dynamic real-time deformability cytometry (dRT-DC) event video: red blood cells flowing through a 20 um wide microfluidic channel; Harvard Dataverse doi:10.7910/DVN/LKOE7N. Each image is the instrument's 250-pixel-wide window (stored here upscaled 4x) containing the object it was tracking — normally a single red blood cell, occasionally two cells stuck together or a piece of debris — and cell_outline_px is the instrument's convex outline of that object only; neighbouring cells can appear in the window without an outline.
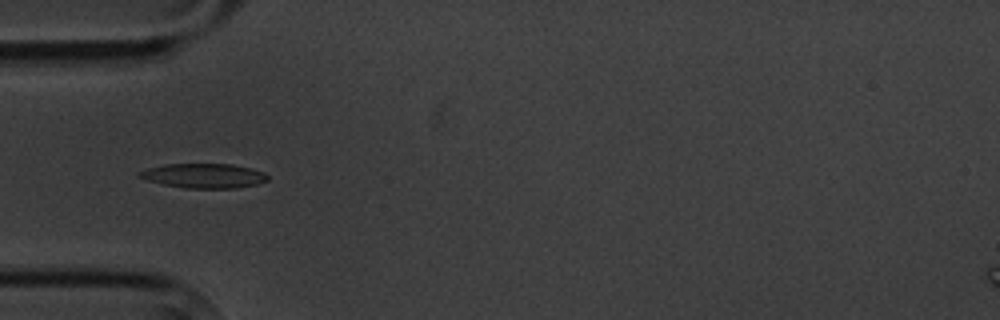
{"species": "common noctule bat (a hibernating species)", "species_latin": "Nyctalus noctula", "temperature_condition": "cold", "stored_images_in_passage": 11, "camera_frame_rate_fps": 3000, "um_per_image_px": 0.085, "animal": {"sex": "male", "body_mass_g": 20.1, "forearm_length_mm": 53.5}, "frame": {"image": 1, "passage_image": 1, "time_ms": 0.0, "image_size_px": [1000, 320], "cell_outline_px": [[268, 180], [256, 184], [236, 188], [184, 188], [164, 184], [148, 180], [136, 176], [136, 172], [148, 168], [164, 164], [232, 164], [264, 172], [268, 176]], "centroid_in_image_um": [17.29, 14.94], "position_along_channel_um": 67.7, "area_um2": 18.26}}
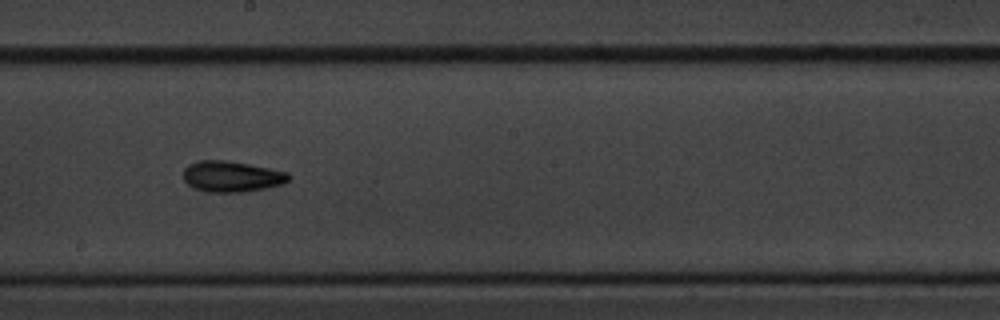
{"frame": {"image": 2, "passage_image": 5, "time_ms": 4.667, "image_size_px": [1000, 320], "cell_outline_px": [[288, 180], [284, 184], [244, 192], [212, 192], [196, 188], [188, 184], [184, 180], [184, 168], [188, 164], [200, 160], [224, 160], [248, 164], [288, 172]], "centroid_in_image_um": [19.68, 14.99], "position_along_channel_um": 228.5, "area_um2": 18.73}}
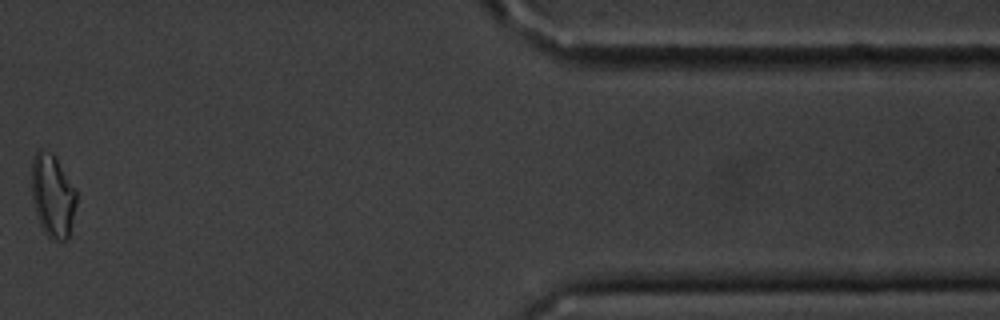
{"frame": {"image": 3, "passage_image": 10, "time_ms": 11.333, "image_size_px": [1000, 320], "cell_outline_px": [[76, 204], [68, 236], [64, 240], [52, 240], [48, 236], [40, 224], [32, 200], [32, 160], [36, 152], [40, 148], [52, 152], [56, 156], [76, 188]], "centroid_in_image_um": [4.48, 16.57], "position_along_channel_um": 406.9, "area_um2": 21.68}, "authors_computed_cell_mechanics": {"area_um2": 18.2648, "velocity_mm_per_s": 3.4261, "shape_relaxation_time_tau1_ms": 2.1918, "shape_relaxation_time_tau2_ms": 6.5155, "deformation_change_tau1": 0.0656, "deformation_change_tau2": 0.1202}}